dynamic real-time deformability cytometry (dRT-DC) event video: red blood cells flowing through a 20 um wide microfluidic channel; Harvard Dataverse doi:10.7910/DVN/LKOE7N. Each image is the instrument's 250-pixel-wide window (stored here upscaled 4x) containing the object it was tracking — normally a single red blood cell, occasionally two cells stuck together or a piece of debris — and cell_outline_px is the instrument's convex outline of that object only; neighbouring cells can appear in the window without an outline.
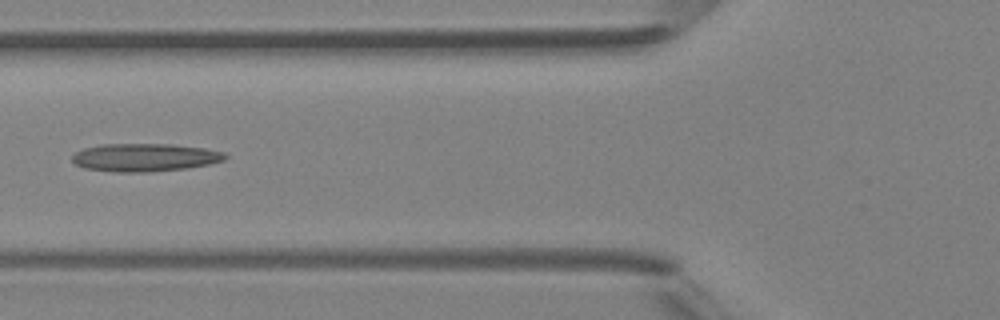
{"species": "Egyptian fruit bat (a non-hibernating species)", "species_latin": "Rousettus aegyptiacus", "temperature_condition": "room temperature", "stored_images_in_passage": 5, "camera_frame_rate_fps": 3000, "um_per_image_px": 0.085, "animal": {"sex": "female"}, "frame": {"image": 1, "passage_image": 5, "time_ms": 4.333, "image_size_px": [1000, 320], "cell_outline_px": [[228, 156], [224, 160], [208, 164], [188, 168], [152, 172], [112, 172], [84, 168], [76, 164], [72, 160], [72, 156], [76, 152], [84, 148], [100, 144], [172, 144], [204, 148], [224, 152]], "centroid_in_image_um": [12.3, 13.38], "position_along_channel_um": 113.5, "area_um2": 25.09}}